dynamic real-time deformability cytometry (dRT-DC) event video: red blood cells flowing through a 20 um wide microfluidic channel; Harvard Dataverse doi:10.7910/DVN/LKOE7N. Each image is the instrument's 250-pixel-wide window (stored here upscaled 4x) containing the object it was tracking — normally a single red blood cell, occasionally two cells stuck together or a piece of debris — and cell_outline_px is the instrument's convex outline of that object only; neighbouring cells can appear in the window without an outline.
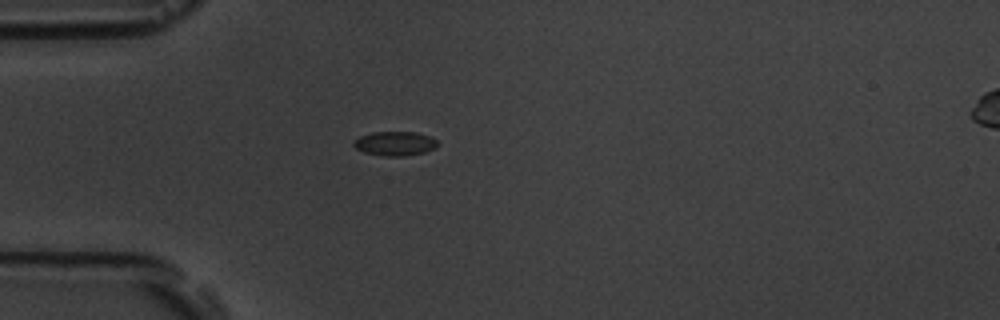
{"species": "common noctule bat (a hibernating species)", "species_latin": "Nyctalus noctula", "temperature_condition": "room temperature", "stored_images_in_passage": 40, "camera_frame_rate_fps": 3000, "um_per_image_px": 0.085, "animal": {"sex": "male", "body_mass_g": 19.5, "forearm_length_mm": 54.6}, "frame": {"image": 1, "passage_image": 1, "time_ms": 0.0, "image_size_px": [1000, 320], "cell_outline_px": [[436, 148], [424, 152], [404, 156], [384, 156], [364, 152], [356, 148], [352, 144], [352, 140], [360, 136], [372, 132], [416, 132], [428, 136], [436, 140]], "centroid_in_image_um": [33.52, 12.2], "position_along_channel_um": 51.5, "area_um2": 11.79}}
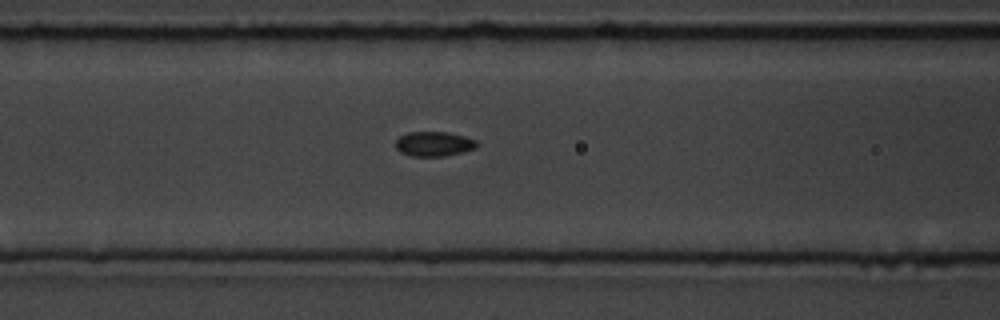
{"frame": {"image": 2, "passage_image": 8, "time_ms": 2.333, "image_size_px": [1000, 320], "cell_outline_px": [[476, 148], [444, 156], [412, 156], [400, 152], [396, 148], [396, 140], [400, 136], [408, 132], [448, 132], [464, 136], [476, 140]], "centroid_in_image_um": [36.86, 12.22], "position_along_channel_um": 129.7, "area_um2": 11.56}}
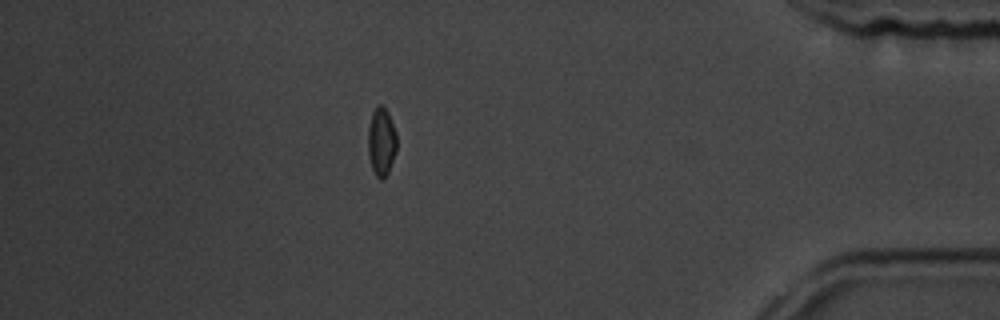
{"frame": {"image": 3, "passage_image": 33, "time_ms": 10.667, "image_size_px": [1000, 320], "cell_outline_px": [[396, 152], [388, 172], [384, 180], [380, 180], [376, 176], [372, 168], [368, 156], [368, 128], [372, 112], [376, 104], [384, 104], [388, 112], [396, 132]], "centroid_in_image_um": [32.41, 12.02], "position_along_channel_um": 402.8, "area_um2": 11.68}, "authors_computed_cell_mechanics": {"area_um2": 11.6756, "velocity_mm_per_s": 3.7991, "shape_relaxation_time_tau1_ms": 8.3823, "shape_relaxation_time_tau2_ms": 10.8659, "deformation_change_tau1": 0.1034, "deformation_change_tau2": 0.0939}}